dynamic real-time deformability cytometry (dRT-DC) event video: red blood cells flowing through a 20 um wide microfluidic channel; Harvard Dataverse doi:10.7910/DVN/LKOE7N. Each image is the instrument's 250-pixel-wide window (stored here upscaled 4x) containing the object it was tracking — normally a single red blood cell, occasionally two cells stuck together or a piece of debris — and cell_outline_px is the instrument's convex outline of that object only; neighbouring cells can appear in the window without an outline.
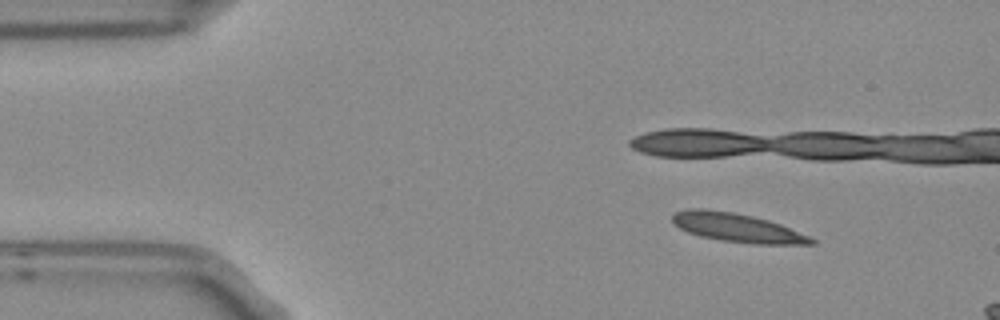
{"species": "Egyptian fruit bat (a non-hibernating species)", "species_latin": "Rousettus aegyptiacus", "temperature_condition": "room temperature", "stored_images_in_passage": 4, "camera_frame_rate_fps": 3000, "um_per_image_px": 0.085, "frame": {"image": 1, "passage_image": 1, "time_ms": 0.0, "image_size_px": [1000, 320], "cell_outline_px": [[816, 244], [752, 244], [720, 240], [700, 236], [688, 232], [680, 228], [672, 220], [672, 216], [676, 212], [688, 208], [704, 208], [732, 212], [752, 216], [768, 220], [780, 224], [808, 236], [816, 240]], "centroid_in_image_um": [62.65, 19.35], "position_along_channel_um": 22.4, "area_um2": 23.12}}